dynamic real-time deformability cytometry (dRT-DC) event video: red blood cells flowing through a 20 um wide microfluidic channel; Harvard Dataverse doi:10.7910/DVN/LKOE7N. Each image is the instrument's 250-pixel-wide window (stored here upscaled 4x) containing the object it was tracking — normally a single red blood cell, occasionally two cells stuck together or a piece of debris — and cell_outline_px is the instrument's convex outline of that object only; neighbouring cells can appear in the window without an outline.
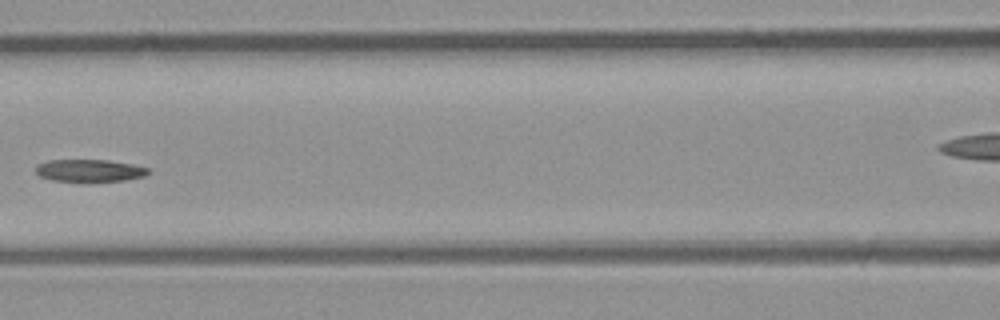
{"species": "common noctule bat (a hibernating species)", "species_latin": "Nyctalus noctula", "temperature_condition": "room temperature", "stored_images_in_passage": 6, "segment_of_instrument_passage": [1, 2], "camera_frame_rate_fps": 3000, "um_per_image_px": 0.085, "animal": {"sex": "male", "body_mass_g": 23.1, "forearm_length_mm": 52.7}, "frame": {"image": 1, "passage_image": 5, "time_ms": 4.667, "image_size_px": [1000, 320], "cell_outline_px": [[152, 172], [144, 176], [124, 180], [84, 184], [52, 180], [40, 176], [36, 172], [36, 164], [48, 160], [108, 160], [132, 164], [148, 168]], "centroid_in_image_um": [7.6, 14.53], "position_along_channel_um": 159.0, "area_um2": 15.32}}